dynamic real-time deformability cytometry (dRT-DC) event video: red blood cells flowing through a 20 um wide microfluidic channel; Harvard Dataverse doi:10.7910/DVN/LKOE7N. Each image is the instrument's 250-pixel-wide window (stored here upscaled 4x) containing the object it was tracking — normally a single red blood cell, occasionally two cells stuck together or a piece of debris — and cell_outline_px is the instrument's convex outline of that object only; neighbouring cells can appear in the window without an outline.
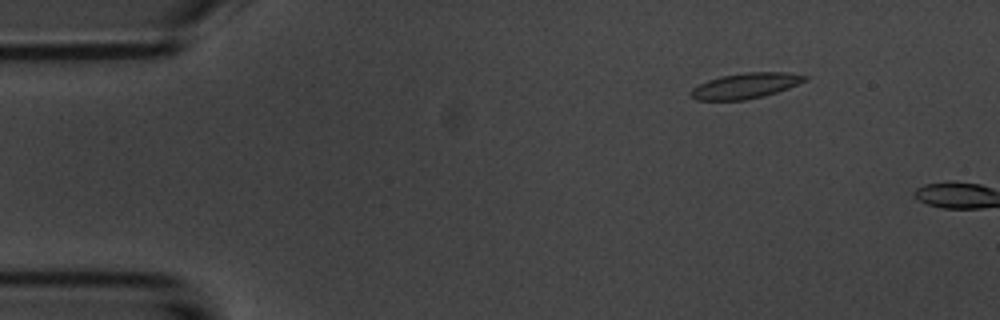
{"species": "common noctule bat (a hibernating species)", "species_latin": "Nyctalus noctula", "temperature_condition": "room temperature", "stored_images_in_passage": 9, "camera_frame_rate_fps": 3000, "um_per_image_px": 0.085, "animal": {"sex": "male", "body_mass_g": 20.1, "forearm_length_mm": 53.5}, "frame": {"image": 1, "passage_image": 7, "time_ms": 2.0, "image_size_px": [1000, 320], "cell_outline_px": [[808, 80], [788, 88], [764, 96], [744, 100], [696, 100], [688, 96], [688, 92], [692, 88], [708, 80], [720, 76], [748, 72], [784, 72], [808, 76]], "centroid_in_image_um": [63.33, 7.29], "position_along_channel_um": 21.7, "area_um2": 16.99}}